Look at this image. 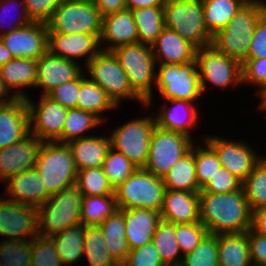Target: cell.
Instances as JSON below:
<instances>
[{
	"instance_id": "52a82bcc",
	"label": "cell",
	"mask_w": 266,
	"mask_h": 266,
	"mask_svg": "<svg viewBox=\"0 0 266 266\" xmlns=\"http://www.w3.org/2000/svg\"><path fill=\"white\" fill-rule=\"evenodd\" d=\"M88 78L105 90L108 97L119 108L121 102L146 103L132 90L126 72L112 51L101 50L84 67Z\"/></svg>"
},
{
	"instance_id": "4316f807",
	"label": "cell",
	"mask_w": 266,
	"mask_h": 266,
	"mask_svg": "<svg viewBox=\"0 0 266 266\" xmlns=\"http://www.w3.org/2000/svg\"><path fill=\"white\" fill-rule=\"evenodd\" d=\"M160 215L173 224L200 222L199 193L166 189Z\"/></svg>"
},
{
	"instance_id": "6da1fadb",
	"label": "cell",
	"mask_w": 266,
	"mask_h": 266,
	"mask_svg": "<svg viewBox=\"0 0 266 266\" xmlns=\"http://www.w3.org/2000/svg\"><path fill=\"white\" fill-rule=\"evenodd\" d=\"M200 222L210 234L243 233L251 229L252 210L244 190L223 194L199 192Z\"/></svg>"
},
{
	"instance_id": "ab89813d",
	"label": "cell",
	"mask_w": 266,
	"mask_h": 266,
	"mask_svg": "<svg viewBox=\"0 0 266 266\" xmlns=\"http://www.w3.org/2000/svg\"><path fill=\"white\" fill-rule=\"evenodd\" d=\"M117 210L119 209L115 195L83 196L81 223L85 226H99Z\"/></svg>"
},
{
	"instance_id": "ba28073f",
	"label": "cell",
	"mask_w": 266,
	"mask_h": 266,
	"mask_svg": "<svg viewBox=\"0 0 266 266\" xmlns=\"http://www.w3.org/2000/svg\"><path fill=\"white\" fill-rule=\"evenodd\" d=\"M166 188L159 178L144 168H137L114 189L118 209H150L160 211Z\"/></svg>"
},
{
	"instance_id": "74e56055",
	"label": "cell",
	"mask_w": 266,
	"mask_h": 266,
	"mask_svg": "<svg viewBox=\"0 0 266 266\" xmlns=\"http://www.w3.org/2000/svg\"><path fill=\"white\" fill-rule=\"evenodd\" d=\"M132 13L139 42L151 46L165 27L163 7H145L132 10Z\"/></svg>"
},
{
	"instance_id": "d590c367",
	"label": "cell",
	"mask_w": 266,
	"mask_h": 266,
	"mask_svg": "<svg viewBox=\"0 0 266 266\" xmlns=\"http://www.w3.org/2000/svg\"><path fill=\"white\" fill-rule=\"evenodd\" d=\"M99 126H103V122L93 113L78 108H70L66 114L61 137L56 142L68 143L72 140L91 136L88 132H93Z\"/></svg>"
},
{
	"instance_id": "d6986e66",
	"label": "cell",
	"mask_w": 266,
	"mask_h": 266,
	"mask_svg": "<svg viewBox=\"0 0 266 266\" xmlns=\"http://www.w3.org/2000/svg\"><path fill=\"white\" fill-rule=\"evenodd\" d=\"M162 104L164 105L159 107L157 114L153 113L156 126L192 138V130L201 122V111L197 108L199 104L177 99L165 100Z\"/></svg>"
},
{
	"instance_id": "03108f58",
	"label": "cell",
	"mask_w": 266,
	"mask_h": 266,
	"mask_svg": "<svg viewBox=\"0 0 266 266\" xmlns=\"http://www.w3.org/2000/svg\"><path fill=\"white\" fill-rule=\"evenodd\" d=\"M73 2H87V3H94V0H69Z\"/></svg>"
},
{
	"instance_id": "603a6c76",
	"label": "cell",
	"mask_w": 266,
	"mask_h": 266,
	"mask_svg": "<svg viewBox=\"0 0 266 266\" xmlns=\"http://www.w3.org/2000/svg\"><path fill=\"white\" fill-rule=\"evenodd\" d=\"M138 42V32L131 10L124 9L102 17L100 35L102 50L112 51L119 46Z\"/></svg>"
},
{
	"instance_id": "836d02e7",
	"label": "cell",
	"mask_w": 266,
	"mask_h": 266,
	"mask_svg": "<svg viewBox=\"0 0 266 266\" xmlns=\"http://www.w3.org/2000/svg\"><path fill=\"white\" fill-rule=\"evenodd\" d=\"M85 227L79 223L52 236L64 266H72L83 259Z\"/></svg>"
},
{
	"instance_id": "60d3db41",
	"label": "cell",
	"mask_w": 266,
	"mask_h": 266,
	"mask_svg": "<svg viewBox=\"0 0 266 266\" xmlns=\"http://www.w3.org/2000/svg\"><path fill=\"white\" fill-rule=\"evenodd\" d=\"M75 185L83 196L114 195V188L109 183L102 167L77 171Z\"/></svg>"
},
{
	"instance_id": "6125c7cd",
	"label": "cell",
	"mask_w": 266,
	"mask_h": 266,
	"mask_svg": "<svg viewBox=\"0 0 266 266\" xmlns=\"http://www.w3.org/2000/svg\"><path fill=\"white\" fill-rule=\"evenodd\" d=\"M14 98L15 97L12 95V93H10L9 90L5 87L0 73V105L10 102Z\"/></svg>"
},
{
	"instance_id": "b9f144b4",
	"label": "cell",
	"mask_w": 266,
	"mask_h": 266,
	"mask_svg": "<svg viewBox=\"0 0 266 266\" xmlns=\"http://www.w3.org/2000/svg\"><path fill=\"white\" fill-rule=\"evenodd\" d=\"M242 188L252 211L266 207V164L262 160L242 182Z\"/></svg>"
},
{
	"instance_id": "30bf717a",
	"label": "cell",
	"mask_w": 266,
	"mask_h": 266,
	"mask_svg": "<svg viewBox=\"0 0 266 266\" xmlns=\"http://www.w3.org/2000/svg\"><path fill=\"white\" fill-rule=\"evenodd\" d=\"M155 90L162 100H186L196 103L203 98L197 61L185 64H157Z\"/></svg>"
},
{
	"instance_id": "cb8c5ba5",
	"label": "cell",
	"mask_w": 266,
	"mask_h": 266,
	"mask_svg": "<svg viewBox=\"0 0 266 266\" xmlns=\"http://www.w3.org/2000/svg\"><path fill=\"white\" fill-rule=\"evenodd\" d=\"M4 187L6 199L37 208L51 196L35 168L10 177Z\"/></svg>"
},
{
	"instance_id": "8d00e7d4",
	"label": "cell",
	"mask_w": 266,
	"mask_h": 266,
	"mask_svg": "<svg viewBox=\"0 0 266 266\" xmlns=\"http://www.w3.org/2000/svg\"><path fill=\"white\" fill-rule=\"evenodd\" d=\"M152 243L166 266H180L183 255L176 239V224L161 220L154 233Z\"/></svg>"
},
{
	"instance_id": "8fae6325",
	"label": "cell",
	"mask_w": 266,
	"mask_h": 266,
	"mask_svg": "<svg viewBox=\"0 0 266 266\" xmlns=\"http://www.w3.org/2000/svg\"><path fill=\"white\" fill-rule=\"evenodd\" d=\"M142 115L111 129V147L125 155L138 168L147 163L150 139L156 126L153 114Z\"/></svg>"
},
{
	"instance_id": "484cf974",
	"label": "cell",
	"mask_w": 266,
	"mask_h": 266,
	"mask_svg": "<svg viewBox=\"0 0 266 266\" xmlns=\"http://www.w3.org/2000/svg\"><path fill=\"white\" fill-rule=\"evenodd\" d=\"M124 214L126 239L130 250L140 248L152 242L158 223L160 211L150 209H119Z\"/></svg>"
},
{
	"instance_id": "4dcf8cb0",
	"label": "cell",
	"mask_w": 266,
	"mask_h": 266,
	"mask_svg": "<svg viewBox=\"0 0 266 266\" xmlns=\"http://www.w3.org/2000/svg\"><path fill=\"white\" fill-rule=\"evenodd\" d=\"M219 266H253L249 251V230L218 235Z\"/></svg>"
},
{
	"instance_id": "f546056e",
	"label": "cell",
	"mask_w": 266,
	"mask_h": 266,
	"mask_svg": "<svg viewBox=\"0 0 266 266\" xmlns=\"http://www.w3.org/2000/svg\"><path fill=\"white\" fill-rule=\"evenodd\" d=\"M76 108L93 113L103 123L107 121L104 114L119 109L98 84L91 81L85 72L79 76V92Z\"/></svg>"
},
{
	"instance_id": "816d5d0a",
	"label": "cell",
	"mask_w": 266,
	"mask_h": 266,
	"mask_svg": "<svg viewBox=\"0 0 266 266\" xmlns=\"http://www.w3.org/2000/svg\"><path fill=\"white\" fill-rule=\"evenodd\" d=\"M124 266H166L152 242L130 250Z\"/></svg>"
},
{
	"instance_id": "9c48e42d",
	"label": "cell",
	"mask_w": 266,
	"mask_h": 266,
	"mask_svg": "<svg viewBox=\"0 0 266 266\" xmlns=\"http://www.w3.org/2000/svg\"><path fill=\"white\" fill-rule=\"evenodd\" d=\"M202 94L208 93L209 86L225 90L238 88L242 84V64L219 51L214 45L197 49L196 58Z\"/></svg>"
},
{
	"instance_id": "f5cc1de1",
	"label": "cell",
	"mask_w": 266,
	"mask_h": 266,
	"mask_svg": "<svg viewBox=\"0 0 266 266\" xmlns=\"http://www.w3.org/2000/svg\"><path fill=\"white\" fill-rule=\"evenodd\" d=\"M242 84L256 86V91L266 84V58L247 59L242 64Z\"/></svg>"
},
{
	"instance_id": "7bdbcfd3",
	"label": "cell",
	"mask_w": 266,
	"mask_h": 266,
	"mask_svg": "<svg viewBox=\"0 0 266 266\" xmlns=\"http://www.w3.org/2000/svg\"><path fill=\"white\" fill-rule=\"evenodd\" d=\"M137 168L125 155L112 147L102 165L103 172L114 189L132 175Z\"/></svg>"
},
{
	"instance_id": "db71d44e",
	"label": "cell",
	"mask_w": 266,
	"mask_h": 266,
	"mask_svg": "<svg viewBox=\"0 0 266 266\" xmlns=\"http://www.w3.org/2000/svg\"><path fill=\"white\" fill-rule=\"evenodd\" d=\"M62 0H24L28 17L33 22L47 23Z\"/></svg>"
},
{
	"instance_id": "ac0fdd59",
	"label": "cell",
	"mask_w": 266,
	"mask_h": 266,
	"mask_svg": "<svg viewBox=\"0 0 266 266\" xmlns=\"http://www.w3.org/2000/svg\"><path fill=\"white\" fill-rule=\"evenodd\" d=\"M100 35L48 32V52L53 56L62 57L79 64H81L79 60L83 58L85 67L102 50Z\"/></svg>"
},
{
	"instance_id": "f6af8a7d",
	"label": "cell",
	"mask_w": 266,
	"mask_h": 266,
	"mask_svg": "<svg viewBox=\"0 0 266 266\" xmlns=\"http://www.w3.org/2000/svg\"><path fill=\"white\" fill-rule=\"evenodd\" d=\"M180 266H219L218 235L208 233L193 251L183 256Z\"/></svg>"
},
{
	"instance_id": "277c9868",
	"label": "cell",
	"mask_w": 266,
	"mask_h": 266,
	"mask_svg": "<svg viewBox=\"0 0 266 266\" xmlns=\"http://www.w3.org/2000/svg\"><path fill=\"white\" fill-rule=\"evenodd\" d=\"M165 27L173 29L197 49L212 44L213 36L207 29L202 0H165Z\"/></svg>"
},
{
	"instance_id": "8992f818",
	"label": "cell",
	"mask_w": 266,
	"mask_h": 266,
	"mask_svg": "<svg viewBox=\"0 0 266 266\" xmlns=\"http://www.w3.org/2000/svg\"><path fill=\"white\" fill-rule=\"evenodd\" d=\"M35 169L50 195L76 183L77 170L67 143L42 142Z\"/></svg>"
},
{
	"instance_id": "e7e4bbea",
	"label": "cell",
	"mask_w": 266,
	"mask_h": 266,
	"mask_svg": "<svg viewBox=\"0 0 266 266\" xmlns=\"http://www.w3.org/2000/svg\"><path fill=\"white\" fill-rule=\"evenodd\" d=\"M256 93H257L258 98H260L258 108L261 112L264 113L266 112V84L261 89H259Z\"/></svg>"
},
{
	"instance_id": "be15d7a7",
	"label": "cell",
	"mask_w": 266,
	"mask_h": 266,
	"mask_svg": "<svg viewBox=\"0 0 266 266\" xmlns=\"http://www.w3.org/2000/svg\"><path fill=\"white\" fill-rule=\"evenodd\" d=\"M12 59L13 56L11 55L10 51L3 45L2 41L0 40V67Z\"/></svg>"
},
{
	"instance_id": "bcb514c9",
	"label": "cell",
	"mask_w": 266,
	"mask_h": 266,
	"mask_svg": "<svg viewBox=\"0 0 266 266\" xmlns=\"http://www.w3.org/2000/svg\"><path fill=\"white\" fill-rule=\"evenodd\" d=\"M31 266H64L52 237L38 234L31 240Z\"/></svg>"
},
{
	"instance_id": "3957f363",
	"label": "cell",
	"mask_w": 266,
	"mask_h": 266,
	"mask_svg": "<svg viewBox=\"0 0 266 266\" xmlns=\"http://www.w3.org/2000/svg\"><path fill=\"white\" fill-rule=\"evenodd\" d=\"M112 52L126 72L132 90L146 103L143 107L151 108L155 102L157 66L151 46L138 42L119 46Z\"/></svg>"
},
{
	"instance_id": "f1b7e54d",
	"label": "cell",
	"mask_w": 266,
	"mask_h": 266,
	"mask_svg": "<svg viewBox=\"0 0 266 266\" xmlns=\"http://www.w3.org/2000/svg\"><path fill=\"white\" fill-rule=\"evenodd\" d=\"M104 135H95L94 133L91 136L72 140L67 143L74 158L77 171L102 167L107 153L111 148L109 136L105 132Z\"/></svg>"
},
{
	"instance_id": "7c38bea8",
	"label": "cell",
	"mask_w": 266,
	"mask_h": 266,
	"mask_svg": "<svg viewBox=\"0 0 266 266\" xmlns=\"http://www.w3.org/2000/svg\"><path fill=\"white\" fill-rule=\"evenodd\" d=\"M193 139L185 134L155 126L151 134L148 158L144 169L163 178L176 161L191 150L196 141Z\"/></svg>"
},
{
	"instance_id": "f35d334b",
	"label": "cell",
	"mask_w": 266,
	"mask_h": 266,
	"mask_svg": "<svg viewBox=\"0 0 266 266\" xmlns=\"http://www.w3.org/2000/svg\"><path fill=\"white\" fill-rule=\"evenodd\" d=\"M103 232L99 226H86L84 232L83 257L89 266H117L105 244Z\"/></svg>"
},
{
	"instance_id": "4fadbf2b",
	"label": "cell",
	"mask_w": 266,
	"mask_h": 266,
	"mask_svg": "<svg viewBox=\"0 0 266 266\" xmlns=\"http://www.w3.org/2000/svg\"><path fill=\"white\" fill-rule=\"evenodd\" d=\"M47 26L48 32L101 34L102 16L93 3L62 0Z\"/></svg>"
},
{
	"instance_id": "2e32d148",
	"label": "cell",
	"mask_w": 266,
	"mask_h": 266,
	"mask_svg": "<svg viewBox=\"0 0 266 266\" xmlns=\"http://www.w3.org/2000/svg\"><path fill=\"white\" fill-rule=\"evenodd\" d=\"M40 96L38 103L30 96L26 98L30 134L36 136L41 142H56L61 137L68 109L47 95Z\"/></svg>"
},
{
	"instance_id": "e575fe53",
	"label": "cell",
	"mask_w": 266,
	"mask_h": 266,
	"mask_svg": "<svg viewBox=\"0 0 266 266\" xmlns=\"http://www.w3.org/2000/svg\"><path fill=\"white\" fill-rule=\"evenodd\" d=\"M248 0H202L204 19L212 36L224 29Z\"/></svg>"
},
{
	"instance_id": "6f0895ef",
	"label": "cell",
	"mask_w": 266,
	"mask_h": 266,
	"mask_svg": "<svg viewBox=\"0 0 266 266\" xmlns=\"http://www.w3.org/2000/svg\"><path fill=\"white\" fill-rule=\"evenodd\" d=\"M249 251L253 266H266V237L249 229Z\"/></svg>"
},
{
	"instance_id": "91938a15",
	"label": "cell",
	"mask_w": 266,
	"mask_h": 266,
	"mask_svg": "<svg viewBox=\"0 0 266 266\" xmlns=\"http://www.w3.org/2000/svg\"><path fill=\"white\" fill-rule=\"evenodd\" d=\"M251 229L266 237V207L252 211Z\"/></svg>"
},
{
	"instance_id": "ffe728a7",
	"label": "cell",
	"mask_w": 266,
	"mask_h": 266,
	"mask_svg": "<svg viewBox=\"0 0 266 266\" xmlns=\"http://www.w3.org/2000/svg\"><path fill=\"white\" fill-rule=\"evenodd\" d=\"M83 67L77 62L53 56L47 52L37 60V78L34 88H41V95H48L62 83L77 79L84 72Z\"/></svg>"
},
{
	"instance_id": "680465c9",
	"label": "cell",
	"mask_w": 266,
	"mask_h": 266,
	"mask_svg": "<svg viewBox=\"0 0 266 266\" xmlns=\"http://www.w3.org/2000/svg\"><path fill=\"white\" fill-rule=\"evenodd\" d=\"M93 4L102 17L126 9L125 0H94Z\"/></svg>"
},
{
	"instance_id": "7a4b0ae2",
	"label": "cell",
	"mask_w": 266,
	"mask_h": 266,
	"mask_svg": "<svg viewBox=\"0 0 266 266\" xmlns=\"http://www.w3.org/2000/svg\"><path fill=\"white\" fill-rule=\"evenodd\" d=\"M265 12L266 0L247 1L229 24L213 36L212 45L243 64L248 59L255 26Z\"/></svg>"
},
{
	"instance_id": "9f6ffc18",
	"label": "cell",
	"mask_w": 266,
	"mask_h": 266,
	"mask_svg": "<svg viewBox=\"0 0 266 266\" xmlns=\"http://www.w3.org/2000/svg\"><path fill=\"white\" fill-rule=\"evenodd\" d=\"M260 58H266V12L255 26L248 53V59Z\"/></svg>"
},
{
	"instance_id": "7402d4cb",
	"label": "cell",
	"mask_w": 266,
	"mask_h": 266,
	"mask_svg": "<svg viewBox=\"0 0 266 266\" xmlns=\"http://www.w3.org/2000/svg\"><path fill=\"white\" fill-rule=\"evenodd\" d=\"M30 134L29 110L25 98L0 105V149L22 141Z\"/></svg>"
},
{
	"instance_id": "44dd1931",
	"label": "cell",
	"mask_w": 266,
	"mask_h": 266,
	"mask_svg": "<svg viewBox=\"0 0 266 266\" xmlns=\"http://www.w3.org/2000/svg\"><path fill=\"white\" fill-rule=\"evenodd\" d=\"M42 142L29 134L22 141L0 149V182L35 168Z\"/></svg>"
},
{
	"instance_id": "003e7915",
	"label": "cell",
	"mask_w": 266,
	"mask_h": 266,
	"mask_svg": "<svg viewBox=\"0 0 266 266\" xmlns=\"http://www.w3.org/2000/svg\"><path fill=\"white\" fill-rule=\"evenodd\" d=\"M261 160L266 164V155L265 154L264 155L263 154L261 155Z\"/></svg>"
},
{
	"instance_id": "5bb4252c",
	"label": "cell",
	"mask_w": 266,
	"mask_h": 266,
	"mask_svg": "<svg viewBox=\"0 0 266 266\" xmlns=\"http://www.w3.org/2000/svg\"><path fill=\"white\" fill-rule=\"evenodd\" d=\"M225 136L204 135L203 139L217 154L221 166L243 182L260 162L261 154L246 140H231Z\"/></svg>"
},
{
	"instance_id": "11a10c76",
	"label": "cell",
	"mask_w": 266,
	"mask_h": 266,
	"mask_svg": "<svg viewBox=\"0 0 266 266\" xmlns=\"http://www.w3.org/2000/svg\"><path fill=\"white\" fill-rule=\"evenodd\" d=\"M79 92V77L73 81L62 83L53 89L47 96L63 107L76 108L77 96Z\"/></svg>"
},
{
	"instance_id": "83f0119b",
	"label": "cell",
	"mask_w": 266,
	"mask_h": 266,
	"mask_svg": "<svg viewBox=\"0 0 266 266\" xmlns=\"http://www.w3.org/2000/svg\"><path fill=\"white\" fill-rule=\"evenodd\" d=\"M5 87L15 98H28L26 89L35 87L37 78V60L13 58L0 67Z\"/></svg>"
},
{
	"instance_id": "1f68e13d",
	"label": "cell",
	"mask_w": 266,
	"mask_h": 266,
	"mask_svg": "<svg viewBox=\"0 0 266 266\" xmlns=\"http://www.w3.org/2000/svg\"><path fill=\"white\" fill-rule=\"evenodd\" d=\"M163 182L167 190L200 192L195 173V143L187 154L176 161L163 177Z\"/></svg>"
},
{
	"instance_id": "681fc988",
	"label": "cell",
	"mask_w": 266,
	"mask_h": 266,
	"mask_svg": "<svg viewBox=\"0 0 266 266\" xmlns=\"http://www.w3.org/2000/svg\"><path fill=\"white\" fill-rule=\"evenodd\" d=\"M208 233L201 222L176 224V239L182 255L193 251Z\"/></svg>"
},
{
	"instance_id": "d4e9b609",
	"label": "cell",
	"mask_w": 266,
	"mask_h": 266,
	"mask_svg": "<svg viewBox=\"0 0 266 266\" xmlns=\"http://www.w3.org/2000/svg\"><path fill=\"white\" fill-rule=\"evenodd\" d=\"M151 48L156 64H185L196 58L197 48L168 27L163 28Z\"/></svg>"
},
{
	"instance_id": "94428289",
	"label": "cell",
	"mask_w": 266,
	"mask_h": 266,
	"mask_svg": "<svg viewBox=\"0 0 266 266\" xmlns=\"http://www.w3.org/2000/svg\"><path fill=\"white\" fill-rule=\"evenodd\" d=\"M126 9L135 10L145 7H163L165 0H125Z\"/></svg>"
},
{
	"instance_id": "f907efd6",
	"label": "cell",
	"mask_w": 266,
	"mask_h": 266,
	"mask_svg": "<svg viewBox=\"0 0 266 266\" xmlns=\"http://www.w3.org/2000/svg\"><path fill=\"white\" fill-rule=\"evenodd\" d=\"M242 188V182L235 177L229 170L220 167L207 183L201 188L200 192L212 193H231Z\"/></svg>"
},
{
	"instance_id": "5b68a950",
	"label": "cell",
	"mask_w": 266,
	"mask_h": 266,
	"mask_svg": "<svg viewBox=\"0 0 266 266\" xmlns=\"http://www.w3.org/2000/svg\"><path fill=\"white\" fill-rule=\"evenodd\" d=\"M83 194L76 185L57 192L37 208L38 234L52 237L66 228L81 223Z\"/></svg>"
},
{
	"instance_id": "7dc6e473",
	"label": "cell",
	"mask_w": 266,
	"mask_h": 266,
	"mask_svg": "<svg viewBox=\"0 0 266 266\" xmlns=\"http://www.w3.org/2000/svg\"><path fill=\"white\" fill-rule=\"evenodd\" d=\"M2 266H31V241L0 240Z\"/></svg>"
},
{
	"instance_id": "c3c4849f",
	"label": "cell",
	"mask_w": 266,
	"mask_h": 266,
	"mask_svg": "<svg viewBox=\"0 0 266 266\" xmlns=\"http://www.w3.org/2000/svg\"><path fill=\"white\" fill-rule=\"evenodd\" d=\"M14 5L16 7H14ZM12 9H14L13 12ZM14 11L16 13H14ZM12 13L13 16L9 17L8 15ZM14 14H16V16H14ZM6 17H9V19H6ZM7 20H9V22ZM6 22L9 23L7 26L5 24ZM31 22V19L26 13L24 0H0V36L15 31L17 28L23 27Z\"/></svg>"
},
{
	"instance_id": "9a60e30c",
	"label": "cell",
	"mask_w": 266,
	"mask_h": 266,
	"mask_svg": "<svg viewBox=\"0 0 266 266\" xmlns=\"http://www.w3.org/2000/svg\"><path fill=\"white\" fill-rule=\"evenodd\" d=\"M38 235L37 207L29 206L0 196L1 240L31 241Z\"/></svg>"
},
{
	"instance_id": "e0dca14e",
	"label": "cell",
	"mask_w": 266,
	"mask_h": 266,
	"mask_svg": "<svg viewBox=\"0 0 266 266\" xmlns=\"http://www.w3.org/2000/svg\"><path fill=\"white\" fill-rule=\"evenodd\" d=\"M0 40L13 58L38 60L48 52V26L47 23L32 21L0 36Z\"/></svg>"
},
{
	"instance_id": "ee69618b",
	"label": "cell",
	"mask_w": 266,
	"mask_h": 266,
	"mask_svg": "<svg viewBox=\"0 0 266 266\" xmlns=\"http://www.w3.org/2000/svg\"><path fill=\"white\" fill-rule=\"evenodd\" d=\"M201 142H195V173L200 188L222 167L216 152L204 140Z\"/></svg>"
},
{
	"instance_id": "d6a6232c",
	"label": "cell",
	"mask_w": 266,
	"mask_h": 266,
	"mask_svg": "<svg viewBox=\"0 0 266 266\" xmlns=\"http://www.w3.org/2000/svg\"><path fill=\"white\" fill-rule=\"evenodd\" d=\"M99 228L103 232L104 241L111 256L118 264H123L130 252L126 239L124 214L117 210L113 215L108 216Z\"/></svg>"
}]
</instances>
